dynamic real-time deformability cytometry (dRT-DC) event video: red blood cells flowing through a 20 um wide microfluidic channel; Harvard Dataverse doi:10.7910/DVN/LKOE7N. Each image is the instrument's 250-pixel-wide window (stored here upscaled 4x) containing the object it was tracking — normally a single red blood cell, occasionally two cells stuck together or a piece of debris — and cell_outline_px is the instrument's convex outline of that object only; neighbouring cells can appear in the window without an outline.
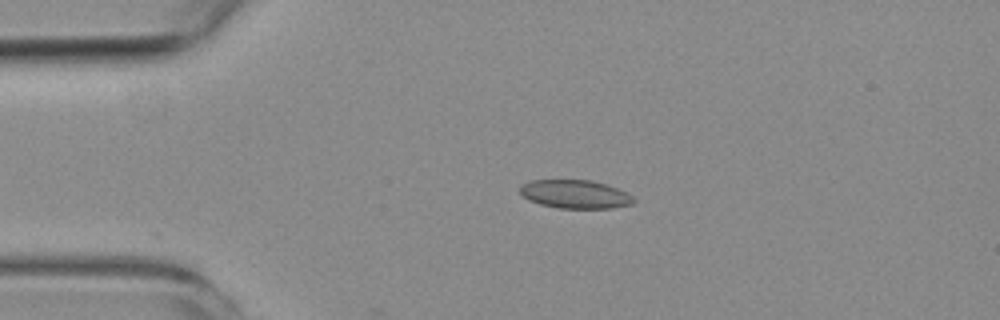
{"species": "common noctule bat (a hibernating species)", "species_latin": "Nyctalus noctula", "temperature_condition": "room temperature", "stored_images_in_passage": 4, "camera_frame_rate_fps": 3000, "um_per_image_px": 0.085, "animal": {"sex": "female", "body_mass_g": 19.3, "forearm_length_mm": 54.1}, "frame": {"image": 1, "passage_image": 3, "time_ms": 2.333, "image_size_px": [1000, 320], "cell_outline_px": [[636, 200], [632, 204], [612, 208], [560, 208], [540, 204], [528, 200], [520, 192], [520, 184], [532, 180], [592, 180], [616, 188], [632, 196]], "centroid_in_image_um": [48.86, 16.5], "position_along_channel_um": 36.1, "area_um2": 18.73}}